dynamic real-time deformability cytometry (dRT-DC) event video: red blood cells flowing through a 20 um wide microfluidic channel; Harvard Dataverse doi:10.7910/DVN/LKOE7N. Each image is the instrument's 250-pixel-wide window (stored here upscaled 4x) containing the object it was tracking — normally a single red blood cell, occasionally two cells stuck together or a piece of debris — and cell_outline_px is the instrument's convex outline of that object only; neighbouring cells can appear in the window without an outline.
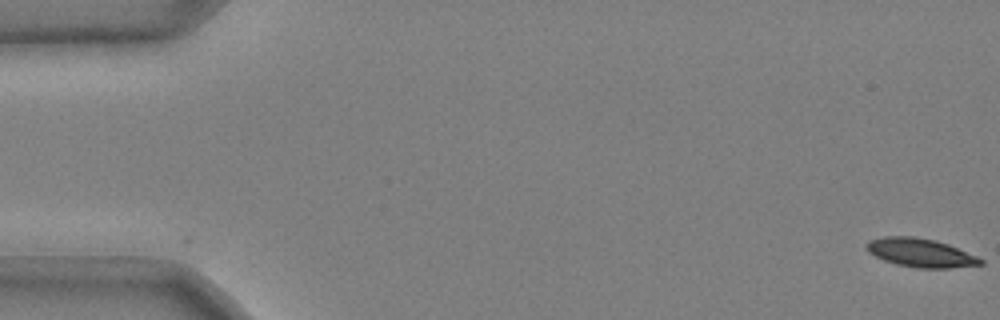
{"species": "common noctule bat (a hibernating species)", "species_latin": "Nyctalus noctula", "temperature_condition": "cold", "stored_images_in_passage": 51, "camera_frame_rate_fps": 3000, "um_per_image_px": 0.085, "animal": {"sex": "male", "body_mass_g": 20.4}, "frame": {"image": 1, "passage_image": 1, "time_ms": 0.0, "image_size_px": [1000, 320], "cell_outline_px": [[984, 264], [952, 268], [916, 268], [896, 264], [884, 260], [868, 252], [864, 248], [868, 240], [884, 236], [912, 236], [936, 240], [948, 244], [976, 256], [984, 260]], "centroid_in_image_um": [78.22, 21.48], "position_along_channel_um": 6.8, "area_um2": 19.13}}
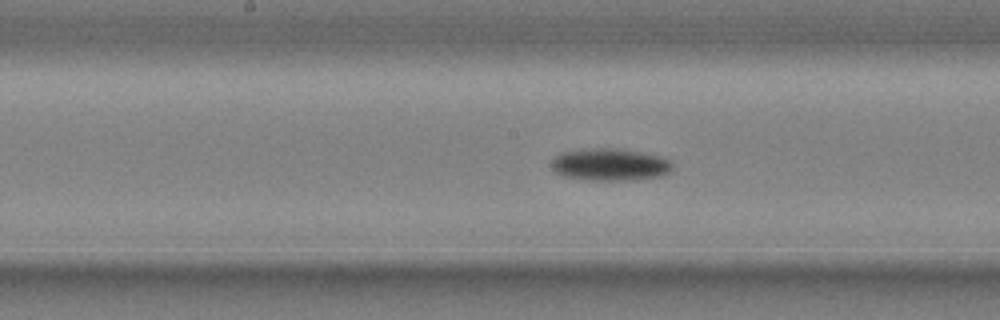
{"frame": {"image": 2, "passage_image": 28, "time_ms": 9.0, "image_size_px": [1000, 320], "cell_outline_px": [[672, 172], [660, 176], [632, 180], [584, 180], [564, 176], [556, 172], [552, 168], [552, 160], [560, 152], [592, 148], [624, 148], [644, 152], [660, 156], [668, 160], [672, 164]], "centroid_in_image_um": [51.87, 13.98], "position_along_channel_um": 196.3, "area_um2": 23.0}}
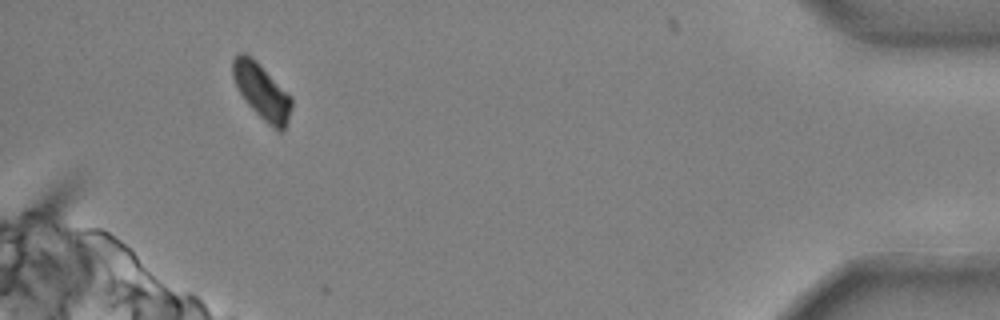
{"frame": {"image": 3, "passage_image": 50, "time_ms": 16.333, "image_size_px": [1000, 320], "cell_outline_px": [[292, 108], [288, 120], [284, 128], [280, 132], [276, 132], [244, 100], [232, 76], [232, 60], [240, 52], [244, 52], [252, 56], [292, 96]], "centroid_in_image_um": [22.27, 7.76], "position_along_channel_um": 412.9, "area_um2": 19.07}, "authors_computed_cell_mechanics": {"area_um2": 20.7502, "velocity_mm_per_s": 3.6864, "shape_relaxation_time_tau1_ms": 3.4209, "shape_relaxation_time_tau2_ms": null, "deformation_change_tau1": 0.1086, "deformation_change_tau2": null}}